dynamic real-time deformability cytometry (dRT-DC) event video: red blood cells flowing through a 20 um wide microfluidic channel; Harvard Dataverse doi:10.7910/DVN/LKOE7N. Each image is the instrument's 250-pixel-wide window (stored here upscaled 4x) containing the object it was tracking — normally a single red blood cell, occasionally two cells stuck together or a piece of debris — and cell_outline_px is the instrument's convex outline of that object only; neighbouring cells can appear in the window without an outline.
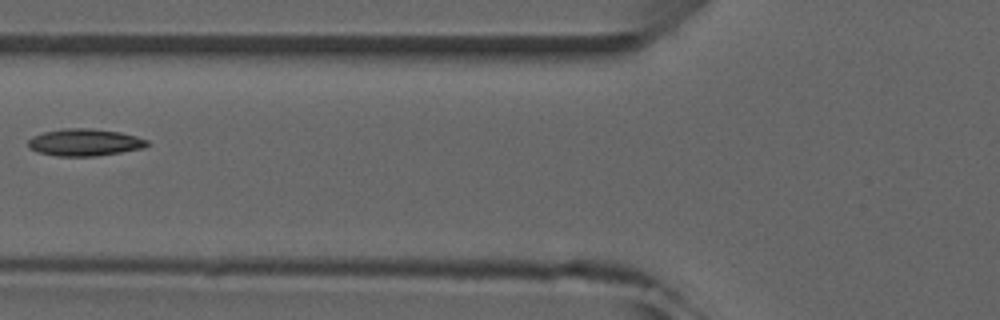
{"species": "common noctule bat (a hibernating species)", "species_latin": "Nyctalus noctula", "temperature_condition": "room temperature", "stored_images_in_passage": 4, "camera_frame_rate_fps": 3000, "um_per_image_px": 0.085, "animal": {"sex": "male", "forearm_length_mm": 52.5}, "frame": {"image": 1, "passage_image": 4, "time_ms": 3.333, "image_size_px": [1000, 320], "cell_outline_px": [[148, 144], [144, 148], [96, 156], [56, 156], [36, 152], [28, 148], [28, 140], [32, 136], [44, 132], [64, 128], [92, 128], [120, 132], [136, 136], [148, 140]], "centroid_in_image_um": [7.16, 12.1], "position_along_channel_um": 118.6, "area_um2": 18.9}}